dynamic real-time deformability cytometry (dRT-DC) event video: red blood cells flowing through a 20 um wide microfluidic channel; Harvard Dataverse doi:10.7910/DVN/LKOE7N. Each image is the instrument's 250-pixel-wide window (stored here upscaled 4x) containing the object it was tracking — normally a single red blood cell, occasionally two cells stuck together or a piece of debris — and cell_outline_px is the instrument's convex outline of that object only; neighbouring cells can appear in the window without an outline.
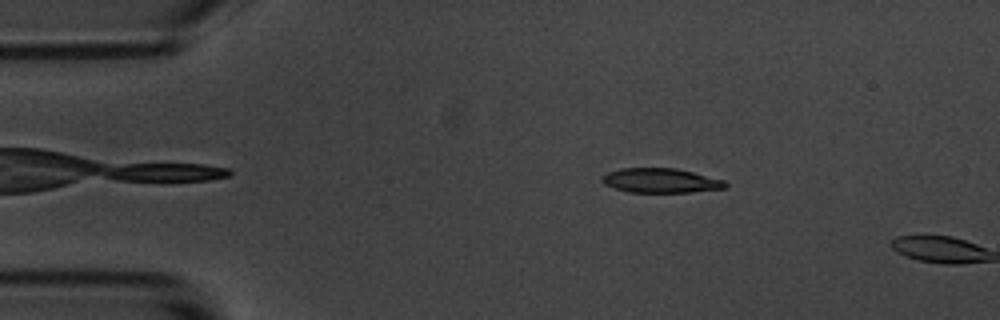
{"species": "common noctule bat (a hibernating species)", "species_latin": "Nyctalus noctula", "temperature_condition": "room temperature", "stored_images_in_passage": 3, "camera_frame_rate_fps": 3000, "um_per_image_px": 0.085, "animal": {"sex": "male", "body_mass_g": 20.1, "forearm_length_mm": 53.5}, "frame": {"image": 1, "passage_image": 2, "time_ms": 1.0, "image_size_px": [1000, 320], "cell_outline_px": [[728, 184], [724, 188], [688, 192], [628, 192], [604, 184], [600, 180], [600, 176], [608, 172], [620, 168], [676, 168], [724, 180]], "centroid_in_image_um": [56.11, 15.34], "position_along_channel_um": 28.9, "area_um2": 17.51}}